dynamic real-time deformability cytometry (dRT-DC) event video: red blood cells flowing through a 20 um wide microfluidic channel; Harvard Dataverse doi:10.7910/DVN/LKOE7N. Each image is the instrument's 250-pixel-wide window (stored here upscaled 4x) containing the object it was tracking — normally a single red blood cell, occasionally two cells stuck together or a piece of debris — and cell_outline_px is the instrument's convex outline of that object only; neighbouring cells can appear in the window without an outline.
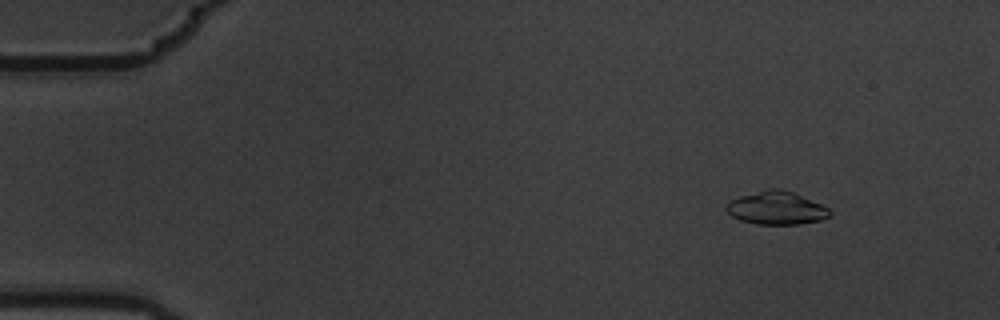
{"species": "common noctule bat (a hibernating species)", "species_latin": "Nyctalus noctula", "temperature_condition": "warm", "stored_images_in_passage": 14, "camera_frame_rate_fps": 3000, "um_per_image_px": 0.085, "animal": {"sex": "male", "body_mass_g": 19.5, "forearm_length_mm": 54.6}, "frame": {"image": 1, "passage_image": 1, "time_ms": 0.0, "image_size_px": [1000, 320], "cell_outline_px": [[832, 212], [828, 216], [820, 220], [800, 224], [756, 224], [740, 220], [732, 216], [724, 208], [724, 204], [728, 200], [740, 196], [768, 188], [784, 188], [820, 204], [828, 208]], "centroid_in_image_um": [65.94, 17.67], "position_along_channel_um": 19.1, "area_um2": 20.06}}
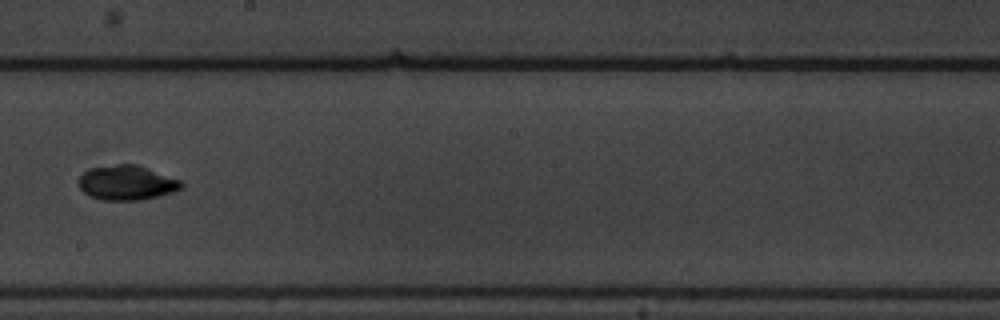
{"frame": {"image": 2, "passage_image": 8, "time_ms": 2.333, "image_size_px": [1000, 320], "cell_outline_px": [[184, 188], [160, 196], [140, 200], [100, 200], [88, 196], [76, 184], [76, 180], [88, 168], [116, 164], [136, 164], [148, 168], [180, 180], [184, 184]], "centroid_in_image_um": [10.73, 15.54], "position_along_channel_um": 237.5, "area_um2": 21.1}}
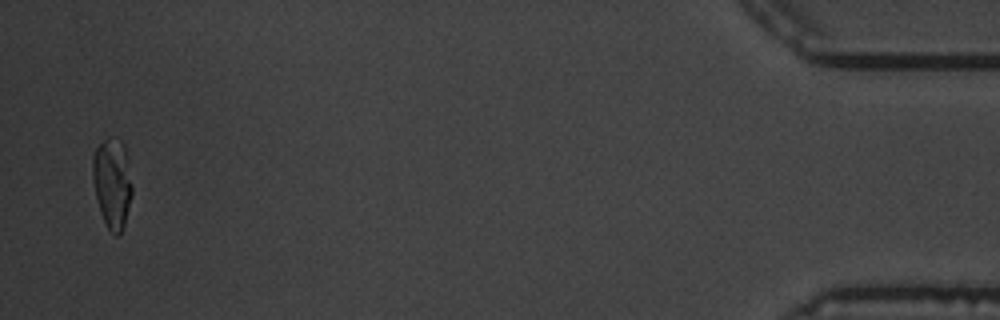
{"frame": {"image": 3, "passage_image": 14, "time_ms": 4.333, "image_size_px": [1000, 320], "cell_outline_px": [[132, 196], [124, 224], [120, 236], [116, 236], [108, 228], [100, 212], [92, 180], [92, 156], [96, 148], [108, 136], [116, 136], [124, 144], [132, 188]], "centroid_in_image_um": [9.53, 15.53], "position_along_channel_um": 425.7, "area_um2": 20.81}}